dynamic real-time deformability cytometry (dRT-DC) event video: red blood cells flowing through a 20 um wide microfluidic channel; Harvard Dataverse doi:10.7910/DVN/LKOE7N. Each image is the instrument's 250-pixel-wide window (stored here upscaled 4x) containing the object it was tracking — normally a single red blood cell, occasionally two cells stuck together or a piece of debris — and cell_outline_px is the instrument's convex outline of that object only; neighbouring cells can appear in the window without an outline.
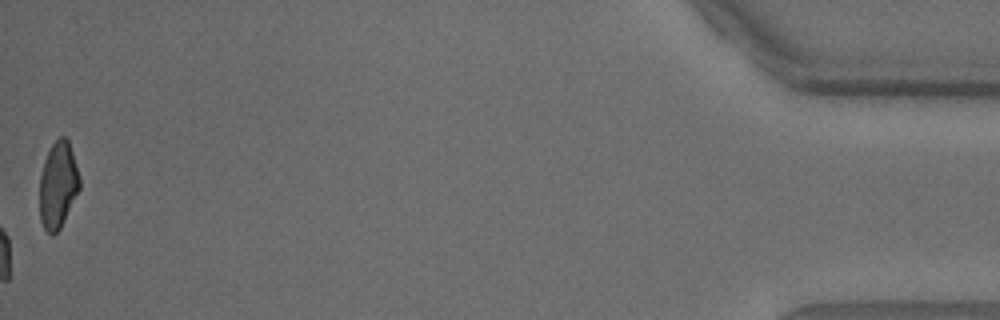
{"species": "common noctule bat (a hibernating species)", "species_latin": "Nyctalus noctula", "temperature_condition": "warm", "stored_images_in_passage": 34, "camera_frame_rate_fps": 3000, "um_per_image_px": 0.085, "animal": {"sex": "male", "body_mass_g": 18.8}, "frame": {"image": 1, "passage_image": 34, "time_ms": 11.0, "image_size_px": [1000, 320], "cell_outline_px": [[80, 188], [60, 228], [52, 236], [44, 228], [40, 220], [40, 176], [44, 160], [52, 144], [60, 136], [64, 136], [68, 140], [72, 152], [80, 180]], "centroid_in_image_um": [4.92, 15.73], "position_along_channel_um": 430.3, "area_um2": 19.88}}